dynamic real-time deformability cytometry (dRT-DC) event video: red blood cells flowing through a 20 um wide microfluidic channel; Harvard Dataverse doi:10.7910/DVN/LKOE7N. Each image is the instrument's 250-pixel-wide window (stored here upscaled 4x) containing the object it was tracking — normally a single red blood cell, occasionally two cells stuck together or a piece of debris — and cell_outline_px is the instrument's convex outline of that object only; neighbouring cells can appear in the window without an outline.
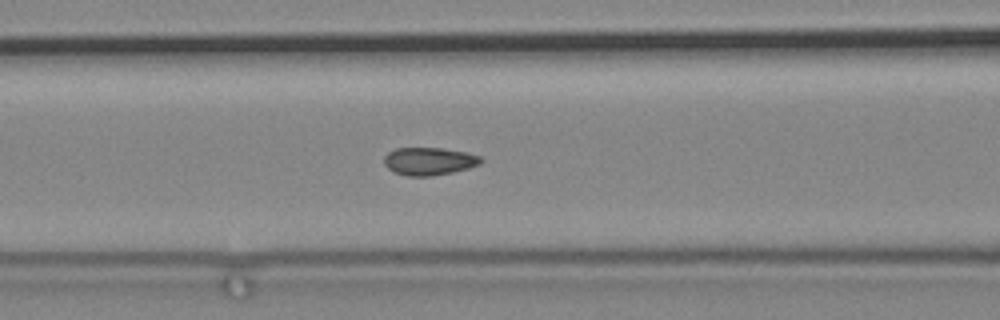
{"species": "common noctule bat (a hibernating species)", "species_latin": "Nyctalus noctula", "temperature_condition": "cold", "stored_images_in_passage": 44, "camera_frame_rate_fps": 3000, "um_per_image_px": 0.085, "animal": {"sex": "male", "body_mass_g": 19.2, "forearm_length_mm": 51.8}, "frame": {"image": 1, "passage_image": 8, "time_ms": 2.333, "image_size_px": [1000, 320], "cell_outline_px": [[484, 160], [480, 164], [468, 168], [452, 172], [432, 176], [408, 176], [396, 172], [388, 168], [384, 164], [384, 156], [388, 152], [396, 148], [440, 148], [468, 152], [480, 156]], "centroid_in_image_um": [36.49, 13.7], "position_along_channel_um": 130.1, "area_um2": 15.66}}
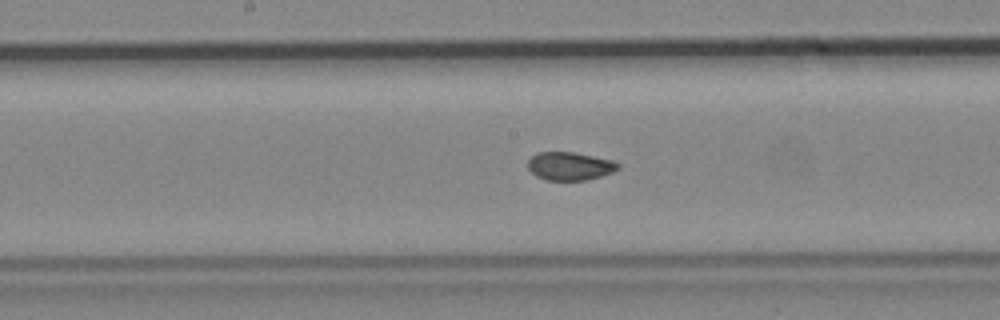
{"frame": {"image": 2, "passage_image": 15, "time_ms": 4.667, "image_size_px": [1000, 320], "cell_outline_px": [[620, 168], [612, 172], [588, 180], [548, 180], [536, 176], [528, 168], [528, 160], [536, 152], [572, 152], [612, 160], [620, 164]], "centroid_in_image_um": [48.43, 14.12], "position_along_channel_um": 199.8, "area_um2": 14.74}}
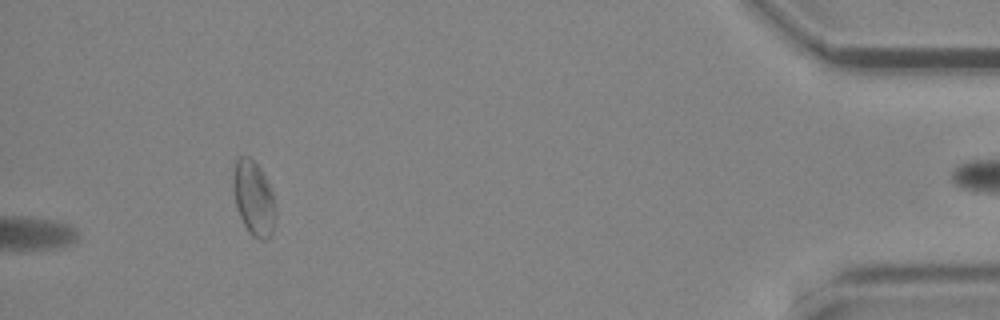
{"frame": {"image": 3, "passage_image": 43, "time_ms": 14.0, "image_size_px": [1000, 320], "cell_outline_px": [[276, 212], [272, 232], [268, 240], [260, 240], [252, 236], [248, 232], [240, 216], [236, 204], [232, 188], [232, 172], [236, 160], [240, 156], [248, 156], [260, 168], [272, 192]], "centroid_in_image_um": [21.54, 16.86], "position_along_channel_um": 413.7, "area_um2": 18.44}}